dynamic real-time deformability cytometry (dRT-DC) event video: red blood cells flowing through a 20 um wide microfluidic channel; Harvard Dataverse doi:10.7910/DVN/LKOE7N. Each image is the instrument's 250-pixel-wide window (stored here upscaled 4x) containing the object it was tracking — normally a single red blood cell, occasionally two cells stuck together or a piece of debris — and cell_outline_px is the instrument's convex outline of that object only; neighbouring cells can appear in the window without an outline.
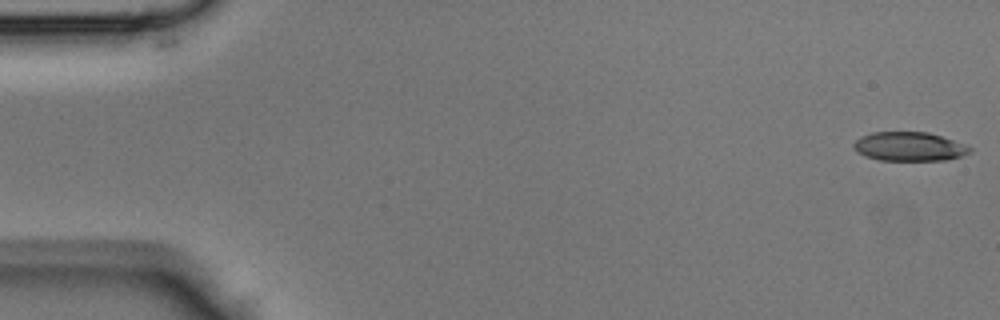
{"species": "Egyptian fruit bat (a non-hibernating species)", "species_latin": "Rousettus aegyptiacus", "temperature_condition": "room temperature", "stored_images_in_passage": 44, "camera_frame_rate_fps": 3000, "um_per_image_px": 0.085, "animal": {"sex": "male"}, "frame": {"image": 1, "passage_image": 1, "time_ms": 0.0, "image_size_px": [1000, 320], "cell_outline_px": [[972, 152], [948, 160], [880, 160], [864, 156], [852, 144], [860, 136], [872, 132], [928, 132], [952, 140], [972, 148]], "centroid_in_image_um": [77.28, 12.45], "position_along_channel_um": 7.7, "area_um2": 19.42}}
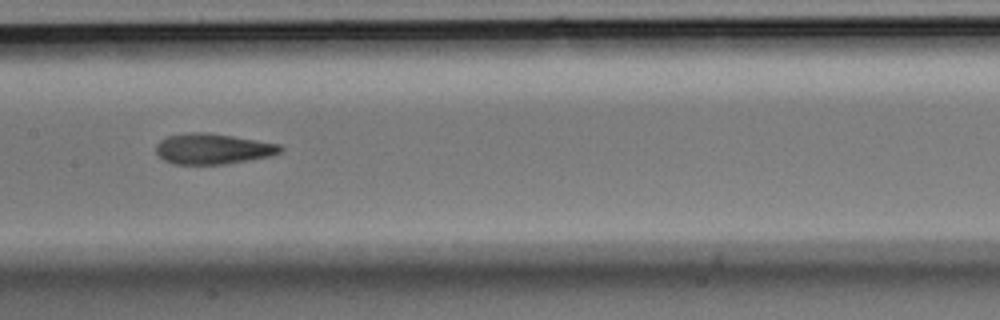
{"frame": {"image": 2, "passage_image": 22, "time_ms": 7.0, "image_size_px": [1000, 320], "cell_outline_px": [[284, 148], [280, 152], [268, 156], [248, 160], [224, 164], [172, 164], [164, 160], [156, 152], [156, 144], [160, 140], [168, 136], [192, 132], [208, 132], [280, 144]], "centroid_in_image_um": [18.07, 12.65], "position_along_channel_um": 189.3, "area_um2": 22.02}}
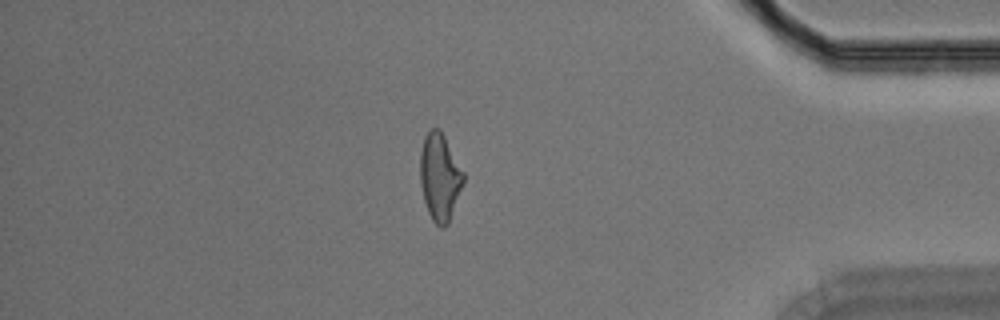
{"frame": {"image": 3, "passage_image": 38, "time_ms": 12.333, "image_size_px": [1000, 320], "cell_outline_px": [[464, 180], [448, 224], [444, 228], [440, 228], [432, 220], [428, 212], [424, 200], [420, 180], [420, 152], [424, 136], [432, 128], [440, 128], [464, 172]], "centroid_in_image_um": [37.37, 15.04], "position_along_channel_um": 397.8, "area_um2": 21.91}}